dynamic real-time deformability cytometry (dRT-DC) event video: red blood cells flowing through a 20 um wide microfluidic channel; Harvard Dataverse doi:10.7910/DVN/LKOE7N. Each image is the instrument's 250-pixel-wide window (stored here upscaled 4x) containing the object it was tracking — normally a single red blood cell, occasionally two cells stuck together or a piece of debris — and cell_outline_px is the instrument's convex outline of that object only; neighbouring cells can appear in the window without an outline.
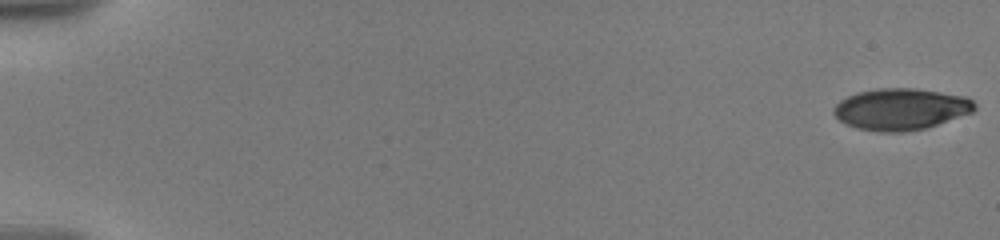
{"species": "human", "species_latin": "Homo sapiens", "temperature_condition": "warm", "stored_images_in_passage": 42, "camera_frame_rate_fps": 3000, "um_per_image_px": 0.085, "donor": {"sex": "male"}, "frame": {"image": 1, "passage_image": 1, "time_ms": 0.0, "image_size_px": [1000, 240], "cell_outline_px": [[976, 108], [972, 112], [924, 128], [904, 132], [880, 132], [856, 128], [840, 120], [832, 112], [832, 108], [840, 100], [856, 92], [876, 88], [912, 88], [968, 96], [976, 104]], "centroid_in_image_um": [76.55, 9.26], "position_along_channel_um": 8.5, "area_um2": 34.04}}
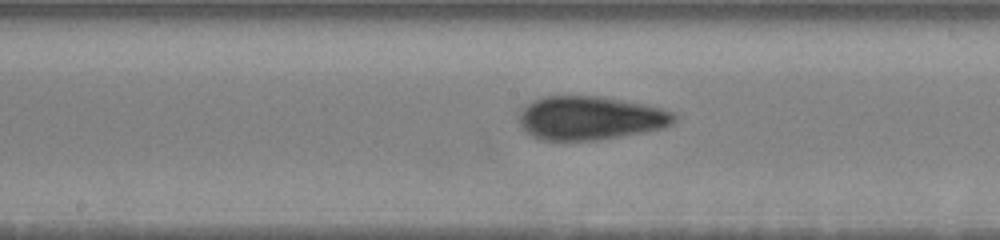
{"frame": {"image": 2, "passage_image": 24, "time_ms": 10.333, "image_size_px": [1000, 240], "cell_outline_px": [[676, 120], [672, 124], [664, 128], [644, 132], [596, 140], [544, 140], [532, 136], [520, 124], [516, 116], [524, 104], [532, 100], [544, 96], [600, 96], [644, 104], [660, 108], [672, 112], [676, 116]], "centroid_in_image_um": [50.13, 10.02], "position_along_channel_um": 198.1, "area_um2": 39.59}}
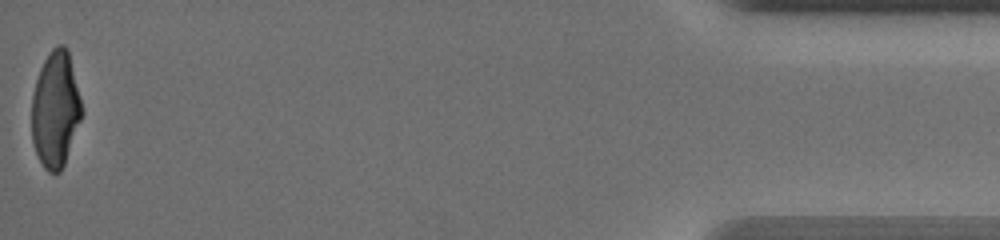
{"frame": {"image": 3, "passage_image": 42, "time_ms": 19.0, "image_size_px": [1000, 240], "cell_outline_px": [[84, 112], [64, 164], [60, 172], [48, 172], [44, 168], [36, 152], [32, 140], [32, 96], [36, 80], [40, 68], [48, 52], [56, 44], [64, 44], [68, 52]], "centroid_in_image_um": [4.71, 9.29], "position_along_channel_um": 430.5, "area_um2": 33.76}, "authors_computed_cell_mechanics": {"area_um2": 36.4429, "velocity_mm_per_s": 3.6019, "shape_relaxation_time_tau1_ms": 7.1597, "shape_relaxation_time_tau2_ms": 1.4461, "deformation_change_tau1": 0.2237, "deformation_change_tau2": 0.075}}